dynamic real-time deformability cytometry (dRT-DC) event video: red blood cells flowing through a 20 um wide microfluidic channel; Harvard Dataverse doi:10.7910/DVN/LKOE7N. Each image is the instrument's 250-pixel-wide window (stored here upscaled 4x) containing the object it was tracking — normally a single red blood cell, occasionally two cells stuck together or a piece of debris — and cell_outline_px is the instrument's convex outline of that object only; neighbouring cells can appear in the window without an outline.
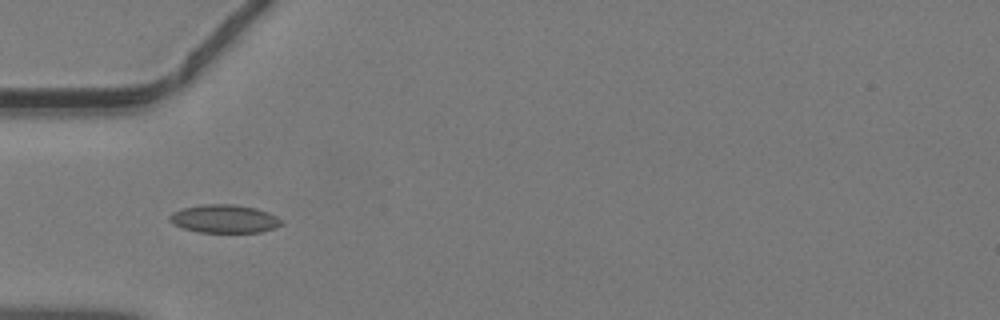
{"species": "common noctule bat (a hibernating species)", "species_latin": "Nyctalus noctula", "temperature_condition": "warm", "stored_images_in_passage": 22, "camera_frame_rate_fps": 3000, "um_per_image_px": 0.085, "animal": {"sex": "male", "body_mass_g": 19.2, "forearm_length_mm": 51.8}, "frame": {"image": 1, "passage_image": 3, "time_ms": 0.667, "image_size_px": [1000, 320], "cell_outline_px": [[284, 224], [276, 228], [260, 232], [200, 232], [184, 228], [168, 220], [168, 216], [172, 212], [184, 208], [204, 204], [232, 204], [256, 208], [268, 212], [284, 220]], "centroid_in_image_um": [19.12, 18.6], "position_along_channel_um": 65.9, "area_um2": 18.38}}
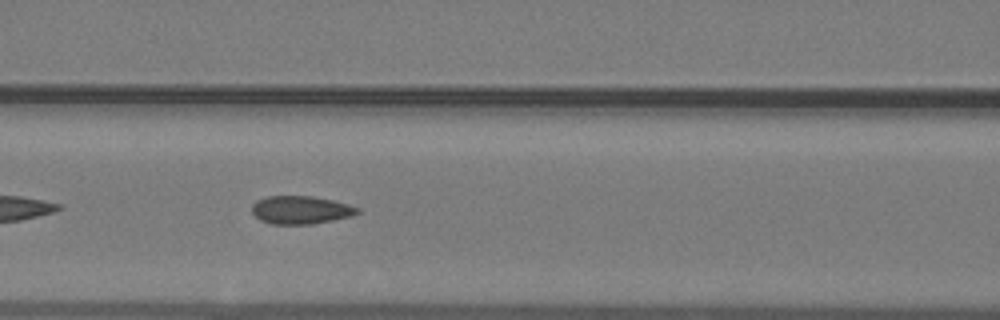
{"frame": {"image": 2, "passage_image": 8, "time_ms": 2.333, "image_size_px": [1000, 320], "cell_outline_px": [[360, 212], [352, 216], [312, 224], [272, 224], [260, 220], [252, 212], [252, 204], [256, 200], [264, 196], [312, 196], [332, 200], [348, 204], [360, 208]], "centroid_in_image_um": [25.55, 17.84], "position_along_channel_um": 141.0, "area_um2": 17.34}}
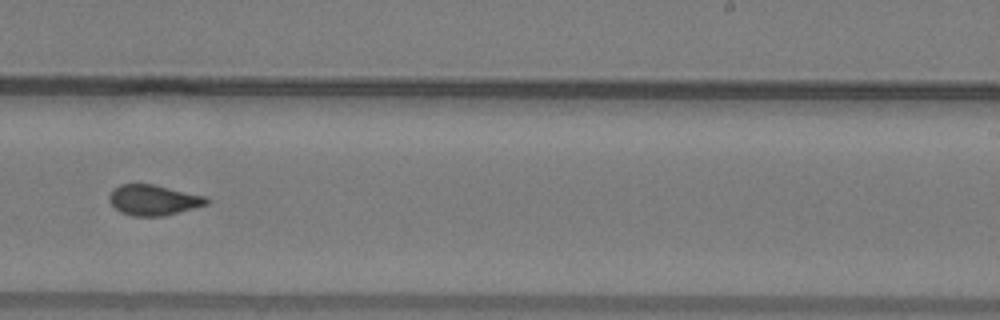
{"frame": {"image": 3, "passage_image": 17, "time_ms": 5.333, "image_size_px": [1000, 320], "cell_outline_px": [[208, 204], [164, 216], [132, 216], [120, 212], [108, 200], [108, 196], [120, 184], [152, 184], [204, 196], [208, 200]], "centroid_in_image_um": [13.02, 17.01], "position_along_channel_um": 276.0, "area_um2": 16.99}}